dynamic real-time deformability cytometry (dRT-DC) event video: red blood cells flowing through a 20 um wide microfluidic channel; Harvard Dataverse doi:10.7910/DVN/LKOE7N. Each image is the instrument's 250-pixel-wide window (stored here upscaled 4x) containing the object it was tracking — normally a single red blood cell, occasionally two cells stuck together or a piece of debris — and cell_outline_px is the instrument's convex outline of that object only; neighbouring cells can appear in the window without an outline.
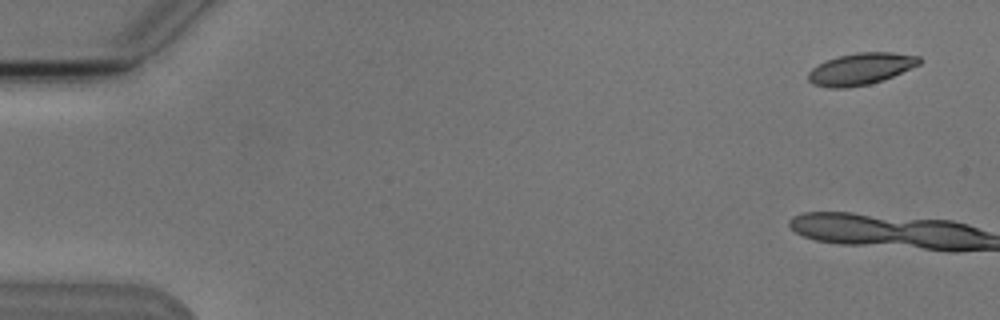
{"species": "Egyptian fruit bat (a non-hibernating species)", "species_latin": "Rousettus aegyptiacus", "temperature_condition": "cold", "stored_images_in_passage": 6, "camera_frame_rate_fps": 3000, "um_per_image_px": 0.085, "animal": {"sex": "male"}, "frame": {"image": 1, "passage_image": 1, "time_ms": 0.0, "image_size_px": [1000, 320], "cell_outline_px": [[924, 60], [920, 64], [884, 80], [868, 84], [844, 88], [828, 88], [812, 84], [808, 80], [808, 72], [812, 68], [828, 60], [840, 56], [856, 52], [892, 52], [920, 56]], "centroid_in_image_um": [73.19, 5.85], "position_along_channel_um": 11.8, "area_um2": 20.58}}